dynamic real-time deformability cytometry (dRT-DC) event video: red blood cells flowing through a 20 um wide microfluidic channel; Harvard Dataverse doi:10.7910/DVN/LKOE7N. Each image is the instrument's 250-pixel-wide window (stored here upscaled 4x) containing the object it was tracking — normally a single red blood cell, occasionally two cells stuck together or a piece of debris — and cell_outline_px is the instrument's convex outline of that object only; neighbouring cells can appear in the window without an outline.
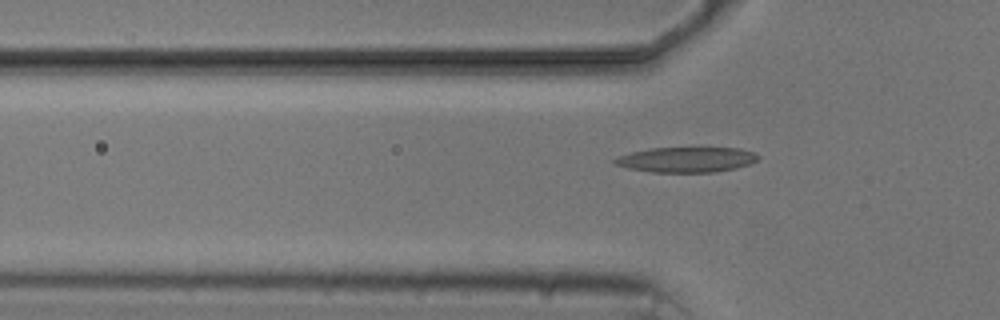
{"species": "common noctule bat (a hibernating species)", "species_latin": "Nyctalus noctula", "temperature_condition": "cold", "stored_images_in_passage": 6, "camera_frame_rate_fps": 3000, "um_per_image_px": 0.085, "animal": {"sex": "male", "body_mass_g": 20.5, "forearm_length_mm": 52.5}, "frame": {"image": 1, "passage_image": 5, "time_ms": 4.667, "image_size_px": [1000, 320], "cell_outline_px": [[760, 156], [756, 160], [748, 164], [736, 168], [716, 172], [652, 172], [628, 168], [616, 164], [612, 160], [620, 156], [632, 152], [652, 148], [740, 148], [756, 152]], "centroid_in_image_um": [58.39, 13.57], "position_along_channel_um": 67.4, "area_um2": 20.92}}
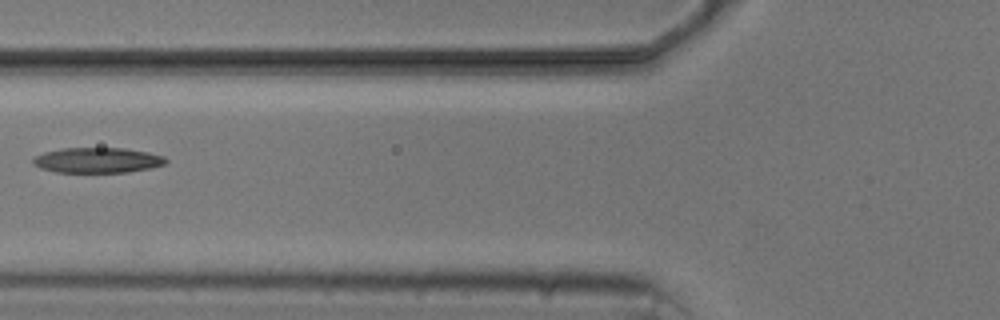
{"frame": {"image": 2, "passage_image": 6, "time_ms": 6.0, "image_size_px": [1000, 320], "cell_outline_px": [[168, 160], [164, 164], [152, 168], [128, 172], [56, 172], [40, 168], [32, 164], [32, 160], [36, 156], [44, 152], [64, 148], [124, 148], [148, 152], [164, 156]], "centroid_in_image_um": [8.29, 13.62], "position_along_channel_um": 117.5, "area_um2": 19.59}}